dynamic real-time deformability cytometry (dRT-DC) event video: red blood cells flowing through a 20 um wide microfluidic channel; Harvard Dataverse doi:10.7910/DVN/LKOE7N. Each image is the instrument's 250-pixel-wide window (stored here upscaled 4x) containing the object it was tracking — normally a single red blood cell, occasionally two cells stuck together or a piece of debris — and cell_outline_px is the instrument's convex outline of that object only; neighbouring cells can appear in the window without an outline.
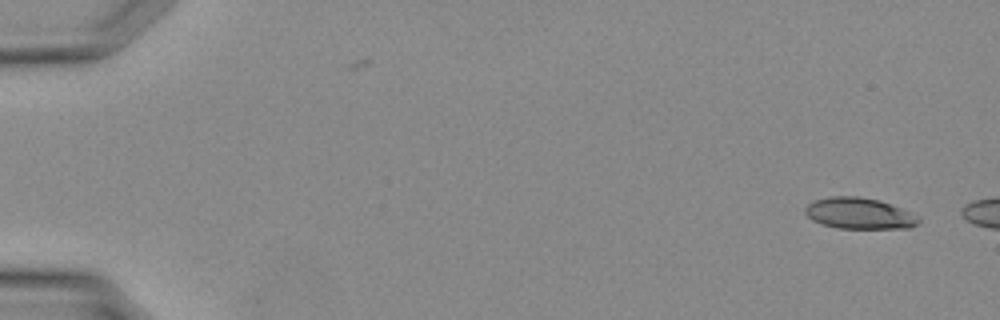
{"species": "Egyptian fruit bat (a non-hibernating species)", "species_latin": "Rousettus aegyptiacus", "temperature_condition": "warm", "stored_images_in_passage": 4, "camera_frame_rate_fps": 3000, "um_per_image_px": 0.085, "animal": {"sex": "female"}, "frame": {"image": 1, "passage_image": 1, "time_ms": 0.0, "image_size_px": [1000, 320], "cell_outline_px": [[920, 220], [912, 228], [836, 228], [820, 224], [812, 220], [804, 212], [804, 208], [812, 200], [832, 196], [856, 196], [880, 200], [920, 216]], "centroid_in_image_um": [73.01, 18.14], "position_along_channel_um": 12.0, "area_um2": 20.75}}